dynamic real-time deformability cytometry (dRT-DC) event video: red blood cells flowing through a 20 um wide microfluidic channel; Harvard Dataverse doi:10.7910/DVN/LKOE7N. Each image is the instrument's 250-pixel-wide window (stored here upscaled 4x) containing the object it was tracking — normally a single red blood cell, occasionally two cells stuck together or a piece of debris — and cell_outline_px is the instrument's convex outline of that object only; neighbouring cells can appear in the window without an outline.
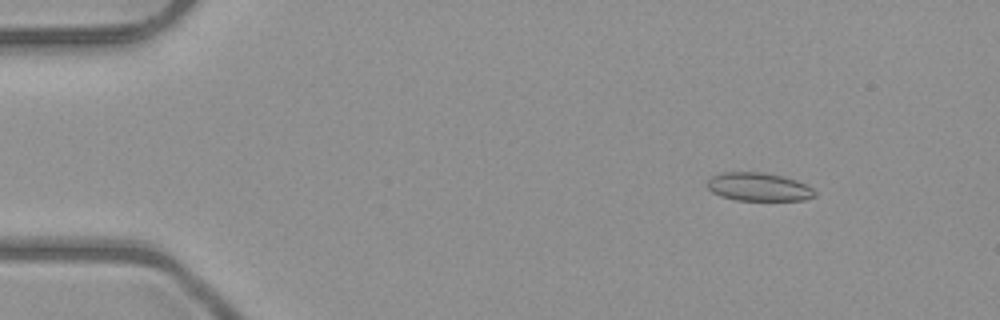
{"species": "common noctule bat (a hibernating species)", "species_latin": "Nyctalus noctula", "temperature_condition": "room temperature", "stored_images_in_passage": 52, "camera_frame_rate_fps": 3000, "um_per_image_px": 0.085, "animal": {"sex": "male", "body_mass_g": 23.1, "forearm_length_mm": 52.7}, "frame": {"image": 1, "passage_image": 7, "time_ms": 2.0, "image_size_px": [1000, 320], "cell_outline_px": [[816, 196], [804, 200], [736, 200], [720, 196], [712, 192], [704, 184], [712, 176], [720, 172], [764, 172], [796, 180], [812, 188], [816, 192]], "centroid_in_image_um": [64.44, 15.88], "position_along_channel_um": 20.6, "area_um2": 17.8}}
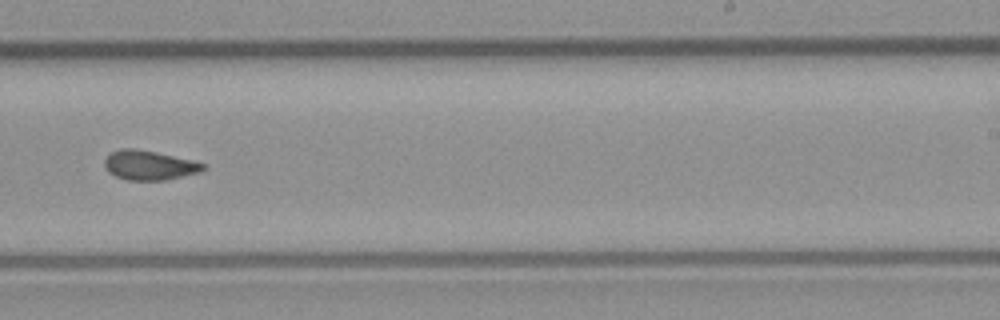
{"frame": {"image": 2, "passage_image": 33, "time_ms": 10.667, "image_size_px": [1000, 320], "cell_outline_px": [[204, 168], [200, 172], [164, 180], [128, 180], [116, 176], [108, 172], [104, 164], [104, 160], [112, 152], [120, 148], [136, 148], [156, 152], [192, 160], [204, 164]], "centroid_in_image_um": [12.65, 14.04], "position_along_channel_um": 276.3, "area_um2": 16.76}}
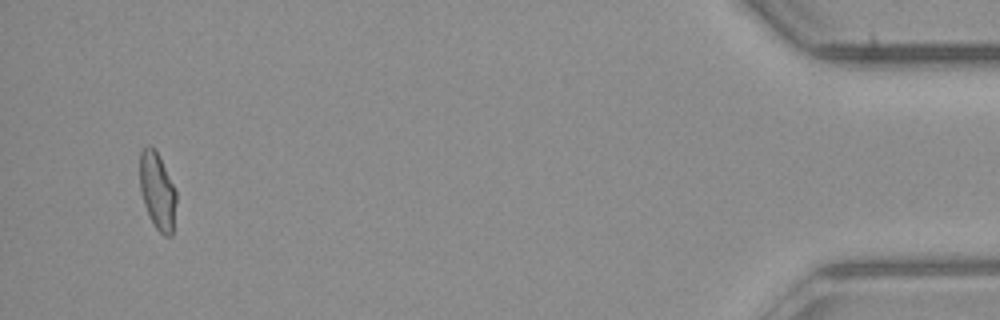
{"frame": {"image": 3, "passage_image": 50, "time_ms": 16.333, "image_size_px": [1000, 320], "cell_outline_px": [[176, 204], [172, 236], [164, 236], [156, 228], [144, 204], [140, 192], [140, 152], [148, 144], [152, 144], [156, 148], [176, 192]], "centroid_in_image_um": [13.37, 16.2], "position_along_channel_um": 421.8, "area_um2": 16.36}, "authors_computed_cell_mechanics": {"area_um2": 17.1088, "velocity_mm_per_s": 4.0285, "shape_relaxation_time_tau1_ms": null, "shape_relaxation_time_tau2_ms": 2.0039, "deformation_change_tau1": null, "deformation_change_tau2": 0.0845}}